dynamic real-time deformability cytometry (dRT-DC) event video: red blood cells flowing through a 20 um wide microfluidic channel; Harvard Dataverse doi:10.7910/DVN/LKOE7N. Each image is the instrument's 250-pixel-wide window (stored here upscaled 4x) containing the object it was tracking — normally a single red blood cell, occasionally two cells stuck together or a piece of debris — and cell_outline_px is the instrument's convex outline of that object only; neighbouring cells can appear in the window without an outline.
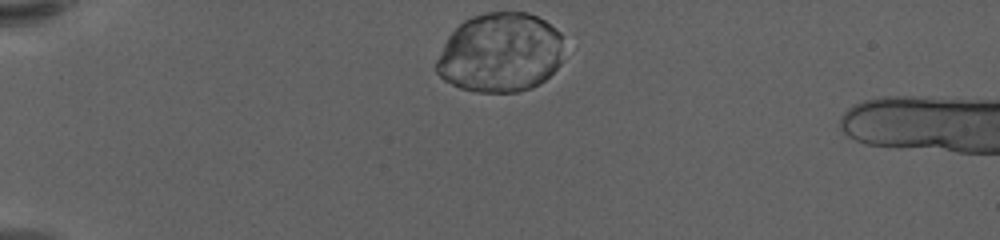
{"species": "human", "species_latin": "Homo sapiens", "temperature_condition": "warm", "stored_images_in_passage": 45, "camera_frame_rate_fps": 3000, "um_per_image_px": 0.085, "donor": {"sex": "female"}, "frame": {"image": 1, "passage_image": 1, "time_ms": 0.0, "image_size_px": [1000, 240], "cell_outline_px": [[560, 64], [544, 80], [532, 88], [520, 92], [476, 92], [460, 88], [444, 80], [436, 72], [436, 60], [448, 36], [464, 20], [472, 16], [484, 12], [528, 12], [544, 20], [560, 32]], "centroid_in_image_um": [42.49, 4.48], "position_along_channel_um": 42.5, "area_um2": 58.84}}
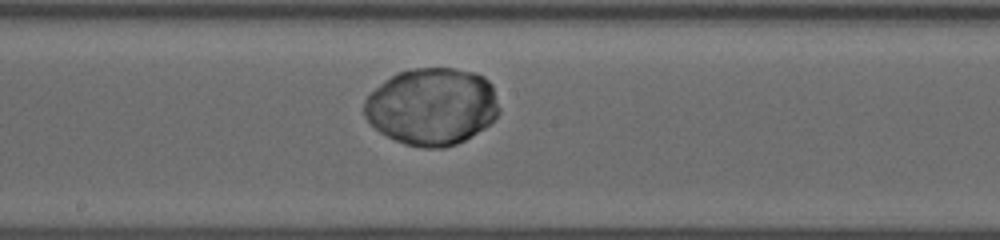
{"frame": {"image": 2, "passage_image": 20, "time_ms": 6.333, "image_size_px": [1000, 240], "cell_outline_px": [[500, 112], [484, 128], [464, 140], [456, 144], [444, 148], [424, 148], [404, 144], [380, 132], [364, 116], [364, 100], [384, 80], [396, 72], [412, 68], [456, 68], [476, 72], [484, 76], [492, 84], [500, 108]], "centroid_in_image_um": [36.73, 9.03], "position_along_channel_um": 211.5, "area_um2": 60.98}}
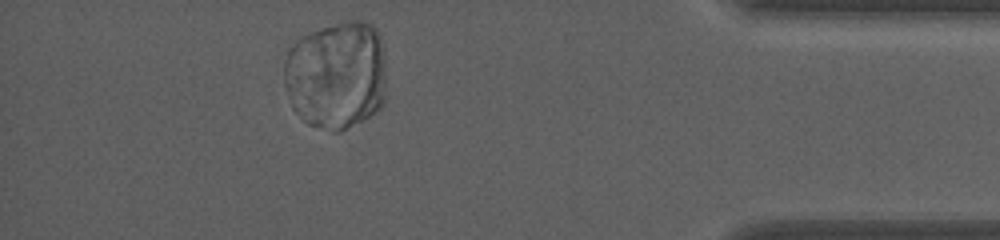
{"frame": {"image": 3, "passage_image": 40, "time_ms": 13.0, "image_size_px": [1000, 240], "cell_outline_px": [[384, 104], [380, 108], [368, 116], [340, 132], [332, 132], [308, 124], [304, 120], [288, 56], [288, 52], [304, 36], [320, 28], [352, 20], [360, 20], [372, 24], [376, 28], [380, 36], [384, 60]], "centroid_in_image_um": [28.82, 6.33], "position_along_channel_um": 406.4, "area_um2": 60.92}}